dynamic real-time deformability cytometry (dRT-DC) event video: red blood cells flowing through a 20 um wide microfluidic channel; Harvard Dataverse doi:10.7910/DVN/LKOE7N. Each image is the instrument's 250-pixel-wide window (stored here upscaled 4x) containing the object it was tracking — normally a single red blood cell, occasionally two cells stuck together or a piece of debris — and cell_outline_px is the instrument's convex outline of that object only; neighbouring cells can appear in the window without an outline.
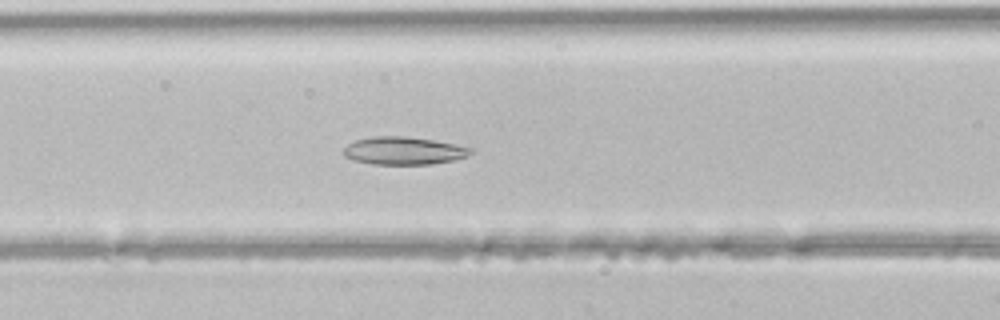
{"species": "common noctule bat (a hibernating species)", "species_latin": "Nyctalus noctula", "temperature_condition": "room temperature", "stored_images_in_passage": 45, "camera_frame_rate_fps": 3000, "um_per_image_px": 0.085, "animal": {"sex": "male", "body_mass_g": 21.5, "forearm_length_mm": 52.0}, "frame": {"image": 1, "passage_image": 18, "time_ms": 5.667, "image_size_px": [1000, 320], "cell_outline_px": [[472, 152], [468, 156], [452, 160], [432, 164], [372, 164], [356, 160], [344, 156], [344, 148], [348, 144], [356, 140], [372, 136], [404, 136], [432, 140], [456, 144], [472, 148]], "centroid_in_image_um": [34.32, 12.81], "position_along_channel_um": 132.3, "area_um2": 20.4}}
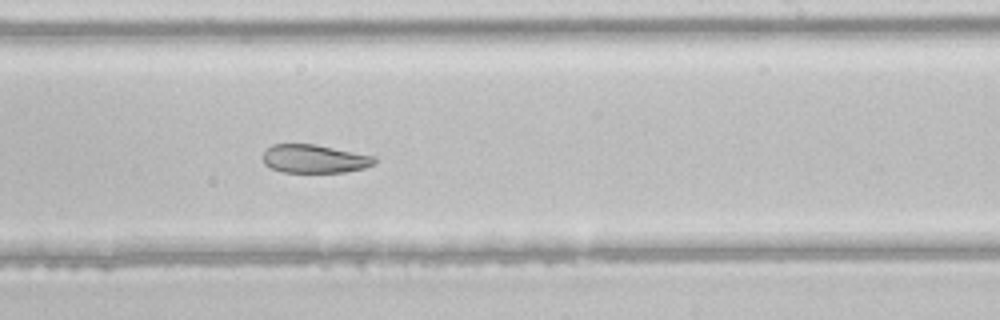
{"frame": {"image": 2, "passage_image": 27, "time_ms": 8.667, "image_size_px": [1000, 320], "cell_outline_px": [[376, 164], [364, 168], [344, 172], [284, 172], [272, 168], [264, 164], [264, 152], [272, 144], [316, 144], [376, 156]], "centroid_in_image_um": [26.77, 13.49], "position_along_channel_um": 262.2, "area_um2": 18.5}}
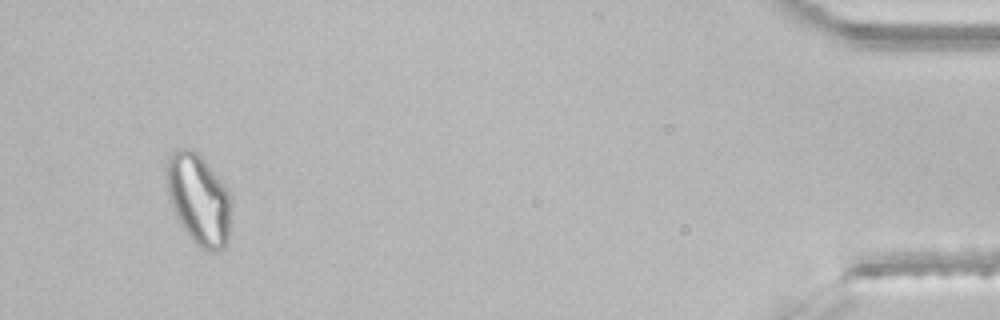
{"frame": {"image": 3, "passage_image": 43, "time_ms": 14.0, "image_size_px": [1000, 320], "cell_outline_px": [[228, 240], [224, 248], [216, 252], [212, 252], [200, 248], [192, 240], [176, 216], [168, 192], [168, 156], [176, 148], [188, 148], [196, 152], [200, 156], [224, 184], [228, 192]], "centroid_in_image_um": [16.88, 16.95], "position_along_channel_um": 418.3, "area_um2": 33.06}}